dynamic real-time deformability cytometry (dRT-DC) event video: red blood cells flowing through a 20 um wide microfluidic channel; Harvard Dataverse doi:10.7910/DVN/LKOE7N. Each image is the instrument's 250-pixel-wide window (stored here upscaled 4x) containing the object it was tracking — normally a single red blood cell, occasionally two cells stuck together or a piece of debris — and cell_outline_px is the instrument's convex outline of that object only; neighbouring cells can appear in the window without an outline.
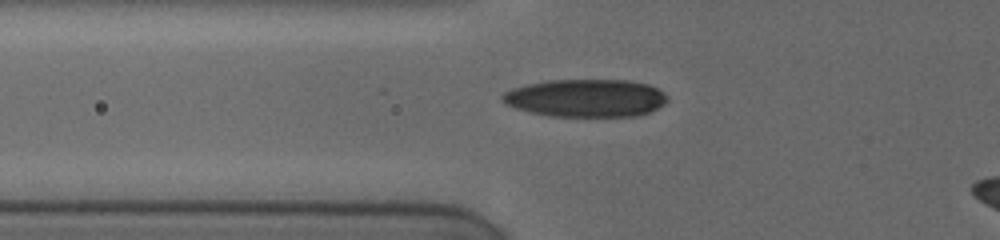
{"species": "human", "species_latin": "Homo sapiens", "temperature_condition": "cold", "stored_images_in_passage": 46, "camera_frame_rate_fps": 3000, "um_per_image_px": 0.085, "donor": {"sex": "female"}, "frame": {"image": 1, "passage_image": 3, "time_ms": 0.333, "image_size_px": [1000, 240], "cell_outline_px": [[668, 100], [664, 104], [652, 112], [640, 116], [548, 116], [528, 112], [516, 108], [500, 100], [500, 96], [504, 92], [512, 88], [528, 84], [548, 80], [628, 80], [648, 84], [664, 92], [668, 96]], "centroid_in_image_um": [49.82, 8.34], "position_along_channel_um": 76.0, "area_um2": 36.65}}
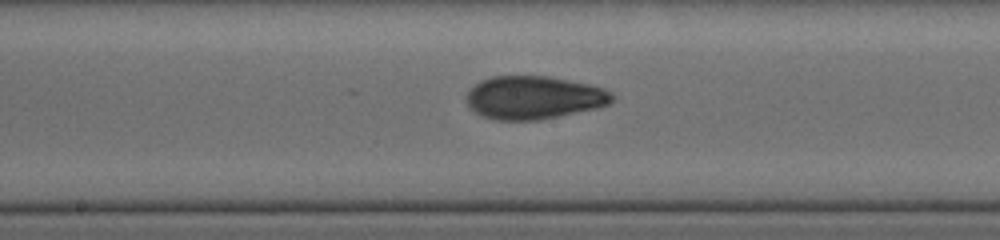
{"frame": {"image": 2, "passage_image": 22, "time_ms": 3.667, "image_size_px": [1000, 240], "cell_outline_px": [[616, 96], [608, 104], [596, 108], [540, 120], [496, 120], [480, 116], [468, 104], [468, 88], [480, 80], [492, 76], [548, 76], [588, 84], [604, 88], [612, 92]], "centroid_in_image_um": [45.37, 8.29], "position_along_channel_um": 202.8, "area_um2": 36.65}}
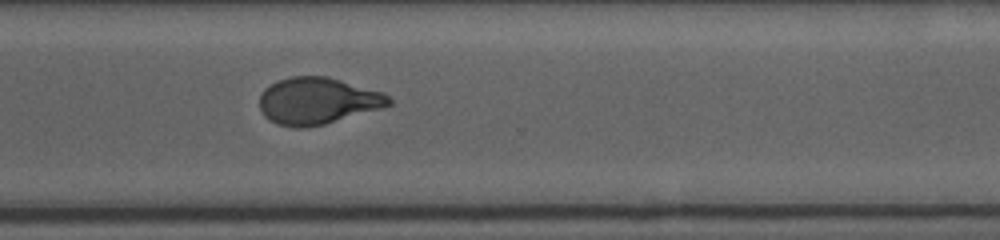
{"frame": {"image": 3, "passage_image": 45, "time_ms": 7.333, "image_size_px": [1000, 240], "cell_outline_px": [[392, 104], [380, 108], [324, 124], [304, 128], [296, 128], [276, 124], [264, 116], [260, 108], [260, 96], [264, 88], [280, 80], [292, 76], [324, 76], [340, 80], [384, 92], [392, 100]], "centroid_in_image_um": [26.98, 8.58], "position_along_channel_um": 343.6, "area_um2": 34.97}}